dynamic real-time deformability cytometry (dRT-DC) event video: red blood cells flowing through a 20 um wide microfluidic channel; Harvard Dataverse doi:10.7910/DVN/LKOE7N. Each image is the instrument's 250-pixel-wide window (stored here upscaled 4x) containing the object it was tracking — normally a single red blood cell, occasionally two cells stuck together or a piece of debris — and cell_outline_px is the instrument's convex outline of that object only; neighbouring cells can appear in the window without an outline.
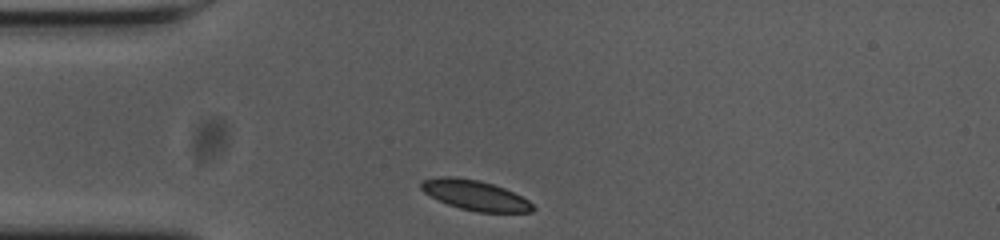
{"species": "common noctule bat (a hibernating species)", "species_latin": "Nyctalus noctula", "temperature_condition": "cold", "stored_images_in_passage": 32, "camera_frame_rate_fps": 3000, "um_per_image_px": 0.085, "animal": {"sex": "female", "body_mass_g": 23.0, "forearm_length_mm": 53.4}, "frame": {"image": 1, "passage_image": 1, "time_ms": 0.0, "image_size_px": [1000, 240], "cell_outline_px": [[536, 208], [532, 212], [476, 212], [460, 208], [448, 204], [424, 192], [420, 188], [420, 184], [424, 180], [440, 176], [456, 176], [480, 180], [504, 188], [528, 200]], "centroid_in_image_um": [40.39, 16.59], "position_along_channel_um": 44.6, "area_um2": 19.42}}
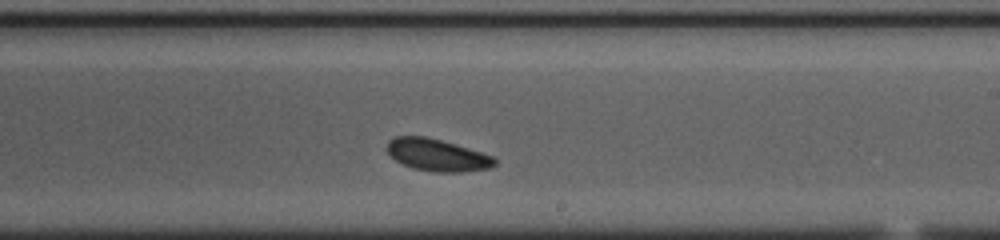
{"frame": {"image": 2, "passage_image": 20, "time_ms": 6.333, "image_size_px": [1000, 240], "cell_outline_px": [[496, 164], [488, 168], [464, 172], [436, 172], [412, 168], [396, 160], [388, 152], [388, 140], [396, 136], [424, 136], [440, 140], [496, 156]], "centroid_in_image_um": [37.19, 13.18], "position_along_channel_um": 251.8, "area_um2": 20.0}}
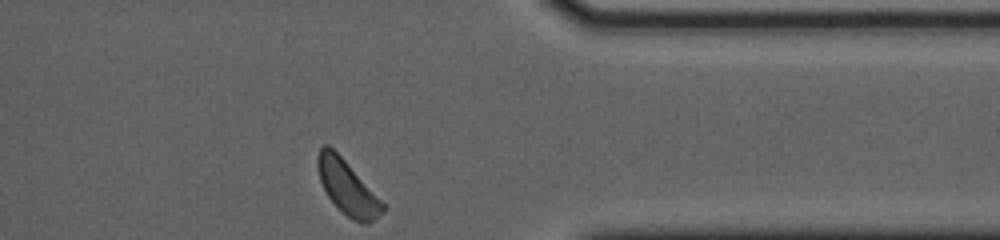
{"frame": {"image": 3, "passage_image": 32, "time_ms": 10.333, "image_size_px": [1000, 240], "cell_outline_px": [[388, 208], [384, 212], [372, 220], [364, 224], [352, 220], [336, 208], [328, 196], [320, 180], [316, 164], [316, 156], [320, 148], [324, 144], [328, 144], [344, 160]], "centroid_in_image_um": [29.5, 15.95], "position_along_channel_um": 381.9, "area_um2": 20.29}}